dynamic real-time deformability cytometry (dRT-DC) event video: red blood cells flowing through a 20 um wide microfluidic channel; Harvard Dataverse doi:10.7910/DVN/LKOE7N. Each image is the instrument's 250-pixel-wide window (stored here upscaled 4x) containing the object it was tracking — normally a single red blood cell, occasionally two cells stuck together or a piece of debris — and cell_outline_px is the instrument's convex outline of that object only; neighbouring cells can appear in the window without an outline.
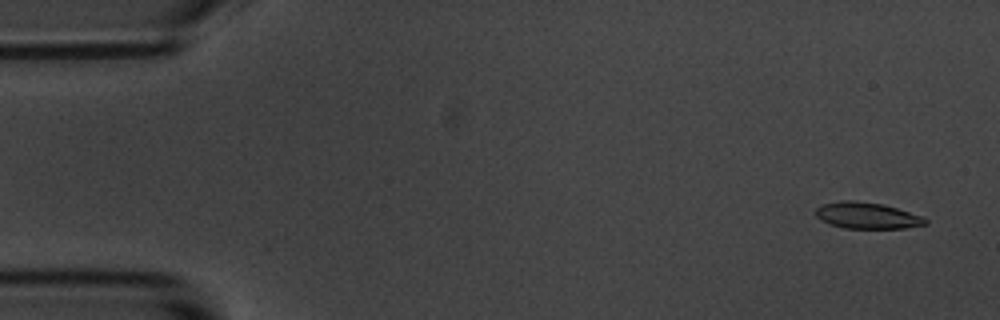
{"species": "common noctule bat (a hibernating species)", "species_latin": "Nyctalus noctula", "temperature_condition": "room temperature", "stored_images_in_passage": 4, "camera_frame_rate_fps": 3000, "um_per_image_px": 0.085, "animal": {"sex": "male", "body_mass_g": 20.1, "forearm_length_mm": 53.5}, "frame": {"image": 1, "passage_image": 1, "time_ms": 0.0, "image_size_px": [1000, 320], "cell_outline_px": [[928, 224], [904, 228], [844, 228], [820, 220], [816, 216], [816, 208], [824, 204], [840, 200], [852, 200], [880, 204], [896, 208], [924, 216], [928, 220]], "centroid_in_image_um": [73.72, 18.32], "position_along_channel_um": 11.3, "area_um2": 16.7}}
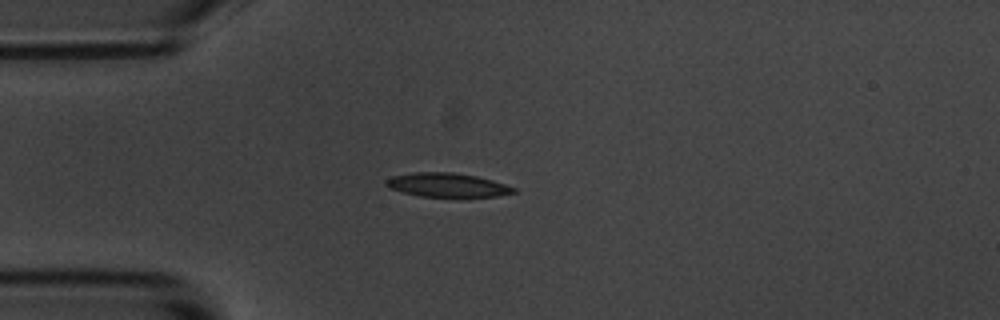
{"frame": {"image": 2, "passage_image": 4, "time_ms": 4.0, "image_size_px": [1000, 320], "cell_outline_px": [[516, 192], [496, 196], [420, 196], [388, 188], [384, 184], [384, 180], [392, 176], [412, 172], [452, 172], [476, 176], [492, 180], [516, 188]], "centroid_in_image_um": [37.96, 15.71], "position_along_channel_um": 47.0, "area_um2": 17.63}}